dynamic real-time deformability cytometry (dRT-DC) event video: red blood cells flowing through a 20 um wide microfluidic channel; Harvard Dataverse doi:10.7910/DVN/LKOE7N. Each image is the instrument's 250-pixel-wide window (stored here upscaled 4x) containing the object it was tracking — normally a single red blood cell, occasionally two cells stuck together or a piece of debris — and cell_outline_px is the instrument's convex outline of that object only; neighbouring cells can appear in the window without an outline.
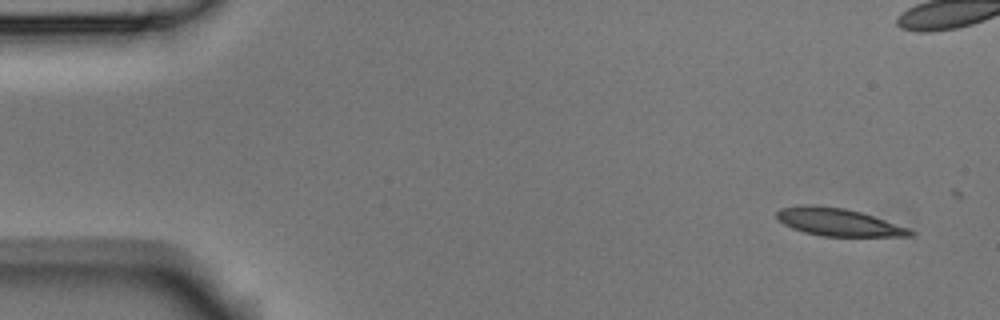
{"species": "Egyptian fruit bat (a non-hibernating species)", "species_latin": "Rousettus aegyptiacus", "temperature_condition": "room temperature", "stored_images_in_passage": 4, "camera_frame_rate_fps": 3000, "um_per_image_px": 0.085, "animal": {"sex": "male"}, "frame": {"image": 1, "passage_image": 1, "time_ms": 0.0, "image_size_px": [1000, 320], "cell_outline_px": [[912, 236], [824, 236], [804, 232], [792, 228], [784, 224], [776, 216], [776, 212], [780, 208], [800, 204], [808, 204], [844, 208], [860, 212], [908, 228], [912, 232]], "centroid_in_image_um": [71.18, 18.87], "position_along_channel_um": 13.8, "area_um2": 21.15}}